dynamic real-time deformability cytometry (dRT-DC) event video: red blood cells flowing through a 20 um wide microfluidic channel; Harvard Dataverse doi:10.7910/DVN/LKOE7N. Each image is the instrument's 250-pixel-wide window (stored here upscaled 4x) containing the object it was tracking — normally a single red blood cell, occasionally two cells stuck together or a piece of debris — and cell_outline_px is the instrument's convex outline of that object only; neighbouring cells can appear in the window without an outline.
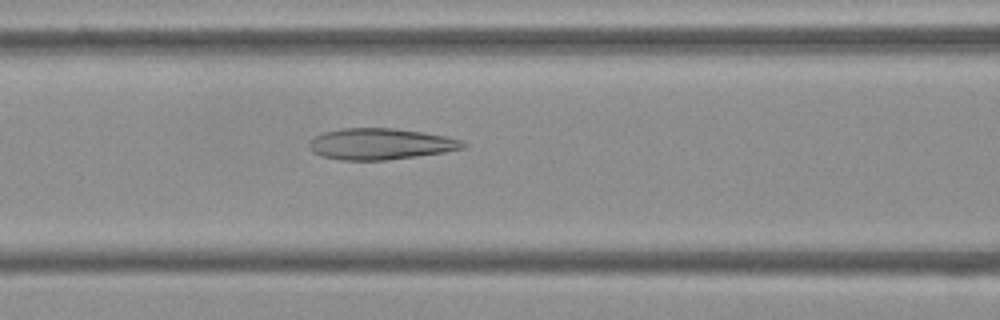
{"species": "Egyptian fruit bat (a non-hibernating species)", "species_latin": "Rousettus aegyptiacus", "temperature_condition": "cold", "stored_images_in_passage": 52, "camera_frame_rate_fps": 3000, "um_per_image_px": 0.085, "frame": {"image": 1, "passage_image": 21, "time_ms": 6.667, "image_size_px": [1000, 320], "cell_outline_px": [[468, 144], [464, 148], [444, 152], [388, 160], [340, 160], [320, 156], [312, 152], [308, 148], [308, 144], [316, 136], [324, 132], [340, 128], [396, 128], [444, 136], [460, 140]], "centroid_in_image_um": [32.3, 12.24], "position_along_channel_um": 134.3, "area_um2": 27.98}}
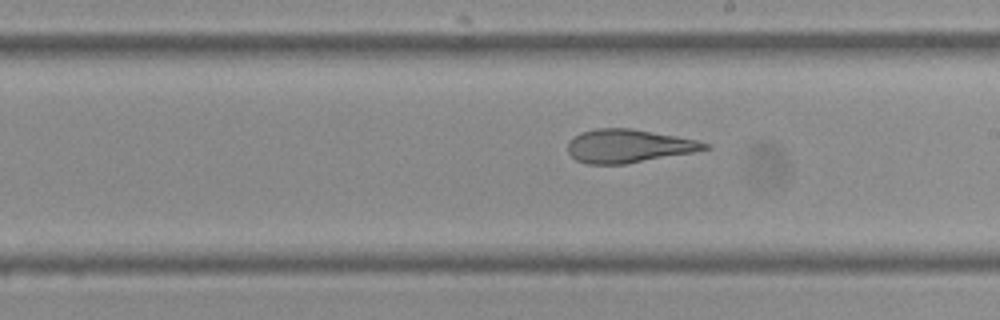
{"frame": {"image": 2, "passage_image": 29, "time_ms": 9.333, "image_size_px": [1000, 320], "cell_outline_px": [[712, 148], [692, 152], [624, 164], [588, 164], [576, 160], [568, 152], [568, 140], [580, 132], [596, 128], [632, 128], [676, 136], [696, 140], [712, 144]], "centroid_in_image_um": [53.41, 12.4], "position_along_channel_um": 235.6, "area_um2": 26.59}}
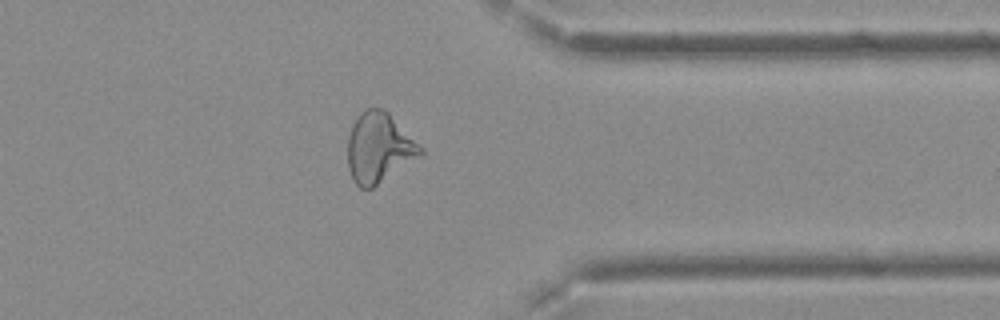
{"frame": {"image": 3, "passage_image": 41, "time_ms": 13.333, "image_size_px": [1000, 320], "cell_outline_px": [[424, 152], [420, 156], [372, 188], [360, 188], [352, 180], [348, 168], [348, 136], [352, 124], [356, 116], [364, 108], [384, 108], [424, 148]], "centroid_in_image_um": [32.19, 12.54], "position_along_channel_um": 379.2, "area_um2": 29.77}}